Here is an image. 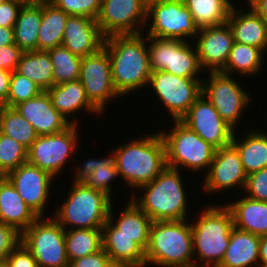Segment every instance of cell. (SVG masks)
I'll return each mask as SVG.
<instances>
[{
  "label": "cell",
  "instance_id": "31",
  "mask_svg": "<svg viewBox=\"0 0 267 267\" xmlns=\"http://www.w3.org/2000/svg\"><path fill=\"white\" fill-rule=\"evenodd\" d=\"M264 55L266 56L258 47L234 42L226 65L220 72L230 76H243V78L259 75L264 69L263 65L266 61Z\"/></svg>",
  "mask_w": 267,
  "mask_h": 267
},
{
  "label": "cell",
  "instance_id": "49",
  "mask_svg": "<svg viewBox=\"0 0 267 267\" xmlns=\"http://www.w3.org/2000/svg\"><path fill=\"white\" fill-rule=\"evenodd\" d=\"M247 7H251L267 24V0H249Z\"/></svg>",
  "mask_w": 267,
  "mask_h": 267
},
{
  "label": "cell",
  "instance_id": "9",
  "mask_svg": "<svg viewBox=\"0 0 267 267\" xmlns=\"http://www.w3.org/2000/svg\"><path fill=\"white\" fill-rule=\"evenodd\" d=\"M207 74L202 79V95L211 102L221 118L234 131L236 129L238 131L240 121L243 120V112L249 108L252 96L246 91L244 85H240L235 76L221 72Z\"/></svg>",
  "mask_w": 267,
  "mask_h": 267
},
{
  "label": "cell",
  "instance_id": "13",
  "mask_svg": "<svg viewBox=\"0 0 267 267\" xmlns=\"http://www.w3.org/2000/svg\"><path fill=\"white\" fill-rule=\"evenodd\" d=\"M147 88L152 89L172 120H180L202 94V79L155 71L151 73Z\"/></svg>",
  "mask_w": 267,
  "mask_h": 267
},
{
  "label": "cell",
  "instance_id": "11",
  "mask_svg": "<svg viewBox=\"0 0 267 267\" xmlns=\"http://www.w3.org/2000/svg\"><path fill=\"white\" fill-rule=\"evenodd\" d=\"M79 126L71 124L59 133L38 136L27 150V162L58 177L72 160L70 157L76 159L73 155H77L81 140Z\"/></svg>",
  "mask_w": 267,
  "mask_h": 267
},
{
  "label": "cell",
  "instance_id": "22",
  "mask_svg": "<svg viewBox=\"0 0 267 267\" xmlns=\"http://www.w3.org/2000/svg\"><path fill=\"white\" fill-rule=\"evenodd\" d=\"M104 39L95 19L84 16H68L62 45L73 54L81 58L93 54L103 47Z\"/></svg>",
  "mask_w": 267,
  "mask_h": 267
},
{
  "label": "cell",
  "instance_id": "38",
  "mask_svg": "<svg viewBox=\"0 0 267 267\" xmlns=\"http://www.w3.org/2000/svg\"><path fill=\"white\" fill-rule=\"evenodd\" d=\"M48 53L53 64L54 85L79 80L81 57L63 45L48 50Z\"/></svg>",
  "mask_w": 267,
  "mask_h": 267
},
{
  "label": "cell",
  "instance_id": "20",
  "mask_svg": "<svg viewBox=\"0 0 267 267\" xmlns=\"http://www.w3.org/2000/svg\"><path fill=\"white\" fill-rule=\"evenodd\" d=\"M106 157H90L82 163V166L77 164L74 166L73 173H75L73 184L87 185L88 187L101 191L109 196L113 201L112 184L119 176L117 170V153L114 149L105 155ZM114 180V181H113ZM113 195V196H112Z\"/></svg>",
  "mask_w": 267,
  "mask_h": 267
},
{
  "label": "cell",
  "instance_id": "34",
  "mask_svg": "<svg viewBox=\"0 0 267 267\" xmlns=\"http://www.w3.org/2000/svg\"><path fill=\"white\" fill-rule=\"evenodd\" d=\"M68 14L47 1L42 4V22L38 33V50L48 51L62 45Z\"/></svg>",
  "mask_w": 267,
  "mask_h": 267
},
{
  "label": "cell",
  "instance_id": "16",
  "mask_svg": "<svg viewBox=\"0 0 267 267\" xmlns=\"http://www.w3.org/2000/svg\"><path fill=\"white\" fill-rule=\"evenodd\" d=\"M6 178L38 217H47L46 208L53 189L51 185L57 179L28 162L9 172Z\"/></svg>",
  "mask_w": 267,
  "mask_h": 267
},
{
  "label": "cell",
  "instance_id": "51",
  "mask_svg": "<svg viewBox=\"0 0 267 267\" xmlns=\"http://www.w3.org/2000/svg\"><path fill=\"white\" fill-rule=\"evenodd\" d=\"M259 262L260 264H267V235L260 236Z\"/></svg>",
  "mask_w": 267,
  "mask_h": 267
},
{
  "label": "cell",
  "instance_id": "45",
  "mask_svg": "<svg viewBox=\"0 0 267 267\" xmlns=\"http://www.w3.org/2000/svg\"><path fill=\"white\" fill-rule=\"evenodd\" d=\"M23 53L16 44L0 46V68L9 72L15 71Z\"/></svg>",
  "mask_w": 267,
  "mask_h": 267
},
{
  "label": "cell",
  "instance_id": "10",
  "mask_svg": "<svg viewBox=\"0 0 267 267\" xmlns=\"http://www.w3.org/2000/svg\"><path fill=\"white\" fill-rule=\"evenodd\" d=\"M21 243L32 253L38 267H68L65 229L50 215L38 217L21 233Z\"/></svg>",
  "mask_w": 267,
  "mask_h": 267
},
{
  "label": "cell",
  "instance_id": "46",
  "mask_svg": "<svg viewBox=\"0 0 267 267\" xmlns=\"http://www.w3.org/2000/svg\"><path fill=\"white\" fill-rule=\"evenodd\" d=\"M112 265L109 256L102 248L94 254L69 262L68 267H112Z\"/></svg>",
  "mask_w": 267,
  "mask_h": 267
},
{
  "label": "cell",
  "instance_id": "56",
  "mask_svg": "<svg viewBox=\"0 0 267 267\" xmlns=\"http://www.w3.org/2000/svg\"><path fill=\"white\" fill-rule=\"evenodd\" d=\"M112 267H131V266H125V265H112Z\"/></svg>",
  "mask_w": 267,
  "mask_h": 267
},
{
  "label": "cell",
  "instance_id": "15",
  "mask_svg": "<svg viewBox=\"0 0 267 267\" xmlns=\"http://www.w3.org/2000/svg\"><path fill=\"white\" fill-rule=\"evenodd\" d=\"M96 22L105 38L143 33L147 8L142 0H102Z\"/></svg>",
  "mask_w": 267,
  "mask_h": 267
},
{
  "label": "cell",
  "instance_id": "28",
  "mask_svg": "<svg viewBox=\"0 0 267 267\" xmlns=\"http://www.w3.org/2000/svg\"><path fill=\"white\" fill-rule=\"evenodd\" d=\"M256 128H250L251 130L243 136L240 135V138L236 137L238 131H234L231 141L239 152L247 175L267 167V130Z\"/></svg>",
  "mask_w": 267,
  "mask_h": 267
},
{
  "label": "cell",
  "instance_id": "17",
  "mask_svg": "<svg viewBox=\"0 0 267 267\" xmlns=\"http://www.w3.org/2000/svg\"><path fill=\"white\" fill-rule=\"evenodd\" d=\"M204 175L201 191L209 195L230 191L233 187L242 191L247 180L239 152L232 143L216 149L209 171Z\"/></svg>",
  "mask_w": 267,
  "mask_h": 267
},
{
  "label": "cell",
  "instance_id": "47",
  "mask_svg": "<svg viewBox=\"0 0 267 267\" xmlns=\"http://www.w3.org/2000/svg\"><path fill=\"white\" fill-rule=\"evenodd\" d=\"M21 7L22 4L13 0H6L0 4V26L13 28Z\"/></svg>",
  "mask_w": 267,
  "mask_h": 267
},
{
  "label": "cell",
  "instance_id": "6",
  "mask_svg": "<svg viewBox=\"0 0 267 267\" xmlns=\"http://www.w3.org/2000/svg\"><path fill=\"white\" fill-rule=\"evenodd\" d=\"M65 200L51 216L65 229H102L113 200L87 185L71 184Z\"/></svg>",
  "mask_w": 267,
  "mask_h": 267
},
{
  "label": "cell",
  "instance_id": "2",
  "mask_svg": "<svg viewBox=\"0 0 267 267\" xmlns=\"http://www.w3.org/2000/svg\"><path fill=\"white\" fill-rule=\"evenodd\" d=\"M181 172V173H180ZM182 170L168 166L151 182L138 187L142 195L130 193L131 200L152 221L185 220L190 219V207L187 197V189L184 186ZM189 205V206H188ZM188 206V207H187Z\"/></svg>",
  "mask_w": 267,
  "mask_h": 267
},
{
  "label": "cell",
  "instance_id": "37",
  "mask_svg": "<svg viewBox=\"0 0 267 267\" xmlns=\"http://www.w3.org/2000/svg\"><path fill=\"white\" fill-rule=\"evenodd\" d=\"M0 132L21 143L27 150L38 135L30 122L15 108L0 105Z\"/></svg>",
  "mask_w": 267,
  "mask_h": 267
},
{
  "label": "cell",
  "instance_id": "54",
  "mask_svg": "<svg viewBox=\"0 0 267 267\" xmlns=\"http://www.w3.org/2000/svg\"><path fill=\"white\" fill-rule=\"evenodd\" d=\"M6 175L0 174V185L6 180Z\"/></svg>",
  "mask_w": 267,
  "mask_h": 267
},
{
  "label": "cell",
  "instance_id": "50",
  "mask_svg": "<svg viewBox=\"0 0 267 267\" xmlns=\"http://www.w3.org/2000/svg\"><path fill=\"white\" fill-rule=\"evenodd\" d=\"M15 44L14 29L0 26V46Z\"/></svg>",
  "mask_w": 267,
  "mask_h": 267
},
{
  "label": "cell",
  "instance_id": "41",
  "mask_svg": "<svg viewBox=\"0 0 267 267\" xmlns=\"http://www.w3.org/2000/svg\"><path fill=\"white\" fill-rule=\"evenodd\" d=\"M102 0H49L68 15L97 19Z\"/></svg>",
  "mask_w": 267,
  "mask_h": 267
},
{
  "label": "cell",
  "instance_id": "5",
  "mask_svg": "<svg viewBox=\"0 0 267 267\" xmlns=\"http://www.w3.org/2000/svg\"><path fill=\"white\" fill-rule=\"evenodd\" d=\"M190 219L153 221L145 267H195Z\"/></svg>",
  "mask_w": 267,
  "mask_h": 267
},
{
  "label": "cell",
  "instance_id": "52",
  "mask_svg": "<svg viewBox=\"0 0 267 267\" xmlns=\"http://www.w3.org/2000/svg\"><path fill=\"white\" fill-rule=\"evenodd\" d=\"M15 2H18L22 5H38V4H43L49 0H13Z\"/></svg>",
  "mask_w": 267,
  "mask_h": 267
},
{
  "label": "cell",
  "instance_id": "29",
  "mask_svg": "<svg viewBox=\"0 0 267 267\" xmlns=\"http://www.w3.org/2000/svg\"><path fill=\"white\" fill-rule=\"evenodd\" d=\"M38 216L25 203L11 182L0 185V222L13 226L19 233L25 231Z\"/></svg>",
  "mask_w": 267,
  "mask_h": 267
},
{
  "label": "cell",
  "instance_id": "4",
  "mask_svg": "<svg viewBox=\"0 0 267 267\" xmlns=\"http://www.w3.org/2000/svg\"><path fill=\"white\" fill-rule=\"evenodd\" d=\"M203 209L195 221L190 220L195 267H218L229 246L233 217L225 203Z\"/></svg>",
  "mask_w": 267,
  "mask_h": 267
},
{
  "label": "cell",
  "instance_id": "48",
  "mask_svg": "<svg viewBox=\"0 0 267 267\" xmlns=\"http://www.w3.org/2000/svg\"><path fill=\"white\" fill-rule=\"evenodd\" d=\"M11 72L0 68V105L8 98Z\"/></svg>",
  "mask_w": 267,
  "mask_h": 267
},
{
  "label": "cell",
  "instance_id": "3",
  "mask_svg": "<svg viewBox=\"0 0 267 267\" xmlns=\"http://www.w3.org/2000/svg\"><path fill=\"white\" fill-rule=\"evenodd\" d=\"M143 136L114 148L120 179L133 191L153 181L167 166L165 143L160 132Z\"/></svg>",
  "mask_w": 267,
  "mask_h": 267
},
{
  "label": "cell",
  "instance_id": "53",
  "mask_svg": "<svg viewBox=\"0 0 267 267\" xmlns=\"http://www.w3.org/2000/svg\"><path fill=\"white\" fill-rule=\"evenodd\" d=\"M164 1H168V0H142L146 8L150 7L152 4L162 3Z\"/></svg>",
  "mask_w": 267,
  "mask_h": 267
},
{
  "label": "cell",
  "instance_id": "8",
  "mask_svg": "<svg viewBox=\"0 0 267 267\" xmlns=\"http://www.w3.org/2000/svg\"><path fill=\"white\" fill-rule=\"evenodd\" d=\"M150 69L176 76L203 79L197 49L193 41H181L147 36ZM202 71V72H201Z\"/></svg>",
  "mask_w": 267,
  "mask_h": 267
},
{
  "label": "cell",
  "instance_id": "24",
  "mask_svg": "<svg viewBox=\"0 0 267 267\" xmlns=\"http://www.w3.org/2000/svg\"><path fill=\"white\" fill-rule=\"evenodd\" d=\"M238 5L239 8L236 6V4L232 6L227 20V23L233 33L234 42L258 47L266 54V22L251 7L246 9L243 6L240 7V4Z\"/></svg>",
  "mask_w": 267,
  "mask_h": 267
},
{
  "label": "cell",
  "instance_id": "40",
  "mask_svg": "<svg viewBox=\"0 0 267 267\" xmlns=\"http://www.w3.org/2000/svg\"><path fill=\"white\" fill-rule=\"evenodd\" d=\"M42 91L33 81L13 71L11 72L8 98L3 105L14 108L16 105L38 96Z\"/></svg>",
  "mask_w": 267,
  "mask_h": 267
},
{
  "label": "cell",
  "instance_id": "30",
  "mask_svg": "<svg viewBox=\"0 0 267 267\" xmlns=\"http://www.w3.org/2000/svg\"><path fill=\"white\" fill-rule=\"evenodd\" d=\"M260 236L233 227L229 246L218 267H257Z\"/></svg>",
  "mask_w": 267,
  "mask_h": 267
},
{
  "label": "cell",
  "instance_id": "36",
  "mask_svg": "<svg viewBox=\"0 0 267 267\" xmlns=\"http://www.w3.org/2000/svg\"><path fill=\"white\" fill-rule=\"evenodd\" d=\"M65 243L69 262L94 254L103 248L102 229L65 230Z\"/></svg>",
  "mask_w": 267,
  "mask_h": 267
},
{
  "label": "cell",
  "instance_id": "14",
  "mask_svg": "<svg viewBox=\"0 0 267 267\" xmlns=\"http://www.w3.org/2000/svg\"><path fill=\"white\" fill-rule=\"evenodd\" d=\"M79 81L90 103L103 115L107 105L121 97L115 89L109 53L104 46L82 58Z\"/></svg>",
  "mask_w": 267,
  "mask_h": 267
},
{
  "label": "cell",
  "instance_id": "57",
  "mask_svg": "<svg viewBox=\"0 0 267 267\" xmlns=\"http://www.w3.org/2000/svg\"><path fill=\"white\" fill-rule=\"evenodd\" d=\"M257 267H267V264H259Z\"/></svg>",
  "mask_w": 267,
  "mask_h": 267
},
{
  "label": "cell",
  "instance_id": "18",
  "mask_svg": "<svg viewBox=\"0 0 267 267\" xmlns=\"http://www.w3.org/2000/svg\"><path fill=\"white\" fill-rule=\"evenodd\" d=\"M180 121L216 149L227 146L232 141L234 130L202 94Z\"/></svg>",
  "mask_w": 267,
  "mask_h": 267
},
{
  "label": "cell",
  "instance_id": "25",
  "mask_svg": "<svg viewBox=\"0 0 267 267\" xmlns=\"http://www.w3.org/2000/svg\"><path fill=\"white\" fill-rule=\"evenodd\" d=\"M103 249L113 265L145 267V252L126 235H116V226L108 219L102 227Z\"/></svg>",
  "mask_w": 267,
  "mask_h": 267
},
{
  "label": "cell",
  "instance_id": "1",
  "mask_svg": "<svg viewBox=\"0 0 267 267\" xmlns=\"http://www.w3.org/2000/svg\"><path fill=\"white\" fill-rule=\"evenodd\" d=\"M143 34V35H142ZM143 33L111 35L104 39L112 79L120 96L147 88L151 76L147 36Z\"/></svg>",
  "mask_w": 267,
  "mask_h": 267
},
{
  "label": "cell",
  "instance_id": "26",
  "mask_svg": "<svg viewBox=\"0 0 267 267\" xmlns=\"http://www.w3.org/2000/svg\"><path fill=\"white\" fill-rule=\"evenodd\" d=\"M114 208L116 207L112 203L108 219L116 226V235H126L133 238V241L145 252L149 243L150 227L153 222L151 218L131 199L123 206V210L117 216L118 218L115 217L117 214Z\"/></svg>",
  "mask_w": 267,
  "mask_h": 267
},
{
  "label": "cell",
  "instance_id": "43",
  "mask_svg": "<svg viewBox=\"0 0 267 267\" xmlns=\"http://www.w3.org/2000/svg\"><path fill=\"white\" fill-rule=\"evenodd\" d=\"M21 242V233L13 226L0 222V262L6 261L11 251Z\"/></svg>",
  "mask_w": 267,
  "mask_h": 267
},
{
  "label": "cell",
  "instance_id": "32",
  "mask_svg": "<svg viewBox=\"0 0 267 267\" xmlns=\"http://www.w3.org/2000/svg\"><path fill=\"white\" fill-rule=\"evenodd\" d=\"M42 4L22 5L13 27L15 44L24 52L38 51Z\"/></svg>",
  "mask_w": 267,
  "mask_h": 267
},
{
  "label": "cell",
  "instance_id": "58",
  "mask_svg": "<svg viewBox=\"0 0 267 267\" xmlns=\"http://www.w3.org/2000/svg\"><path fill=\"white\" fill-rule=\"evenodd\" d=\"M6 0H0V4L4 3Z\"/></svg>",
  "mask_w": 267,
  "mask_h": 267
},
{
  "label": "cell",
  "instance_id": "7",
  "mask_svg": "<svg viewBox=\"0 0 267 267\" xmlns=\"http://www.w3.org/2000/svg\"><path fill=\"white\" fill-rule=\"evenodd\" d=\"M171 122L174 125L170 126V131L168 129L165 131L164 128L159 131L165 143L166 165L180 171L184 169V172L188 169L187 171L192 173L206 174L214 159L216 148L205 142L180 120Z\"/></svg>",
  "mask_w": 267,
  "mask_h": 267
},
{
  "label": "cell",
  "instance_id": "42",
  "mask_svg": "<svg viewBox=\"0 0 267 267\" xmlns=\"http://www.w3.org/2000/svg\"><path fill=\"white\" fill-rule=\"evenodd\" d=\"M244 192L251 199L267 202V167L247 175Z\"/></svg>",
  "mask_w": 267,
  "mask_h": 267
},
{
  "label": "cell",
  "instance_id": "55",
  "mask_svg": "<svg viewBox=\"0 0 267 267\" xmlns=\"http://www.w3.org/2000/svg\"><path fill=\"white\" fill-rule=\"evenodd\" d=\"M0 267H8L6 261L0 262Z\"/></svg>",
  "mask_w": 267,
  "mask_h": 267
},
{
  "label": "cell",
  "instance_id": "27",
  "mask_svg": "<svg viewBox=\"0 0 267 267\" xmlns=\"http://www.w3.org/2000/svg\"><path fill=\"white\" fill-rule=\"evenodd\" d=\"M225 205L231 211L234 227L254 235H267V202L243 195Z\"/></svg>",
  "mask_w": 267,
  "mask_h": 267
},
{
  "label": "cell",
  "instance_id": "35",
  "mask_svg": "<svg viewBox=\"0 0 267 267\" xmlns=\"http://www.w3.org/2000/svg\"><path fill=\"white\" fill-rule=\"evenodd\" d=\"M183 3L199 29L227 23L234 5L232 0H183Z\"/></svg>",
  "mask_w": 267,
  "mask_h": 267
},
{
  "label": "cell",
  "instance_id": "12",
  "mask_svg": "<svg viewBox=\"0 0 267 267\" xmlns=\"http://www.w3.org/2000/svg\"><path fill=\"white\" fill-rule=\"evenodd\" d=\"M145 29L146 36L181 41H194L199 30L183 0H168L148 7Z\"/></svg>",
  "mask_w": 267,
  "mask_h": 267
},
{
  "label": "cell",
  "instance_id": "39",
  "mask_svg": "<svg viewBox=\"0 0 267 267\" xmlns=\"http://www.w3.org/2000/svg\"><path fill=\"white\" fill-rule=\"evenodd\" d=\"M27 162V149L0 132V174L7 175Z\"/></svg>",
  "mask_w": 267,
  "mask_h": 267
},
{
  "label": "cell",
  "instance_id": "21",
  "mask_svg": "<svg viewBox=\"0 0 267 267\" xmlns=\"http://www.w3.org/2000/svg\"><path fill=\"white\" fill-rule=\"evenodd\" d=\"M14 108L30 122L38 136L56 134L71 125L52 105L47 91Z\"/></svg>",
  "mask_w": 267,
  "mask_h": 267
},
{
  "label": "cell",
  "instance_id": "19",
  "mask_svg": "<svg viewBox=\"0 0 267 267\" xmlns=\"http://www.w3.org/2000/svg\"><path fill=\"white\" fill-rule=\"evenodd\" d=\"M193 42L202 69L207 72H220L226 65L234 38L230 26L224 23L200 28Z\"/></svg>",
  "mask_w": 267,
  "mask_h": 267
},
{
  "label": "cell",
  "instance_id": "23",
  "mask_svg": "<svg viewBox=\"0 0 267 267\" xmlns=\"http://www.w3.org/2000/svg\"><path fill=\"white\" fill-rule=\"evenodd\" d=\"M46 91L52 105L71 124L78 125L79 117L75 118V113H79V111L81 114V111L85 110L84 112L91 113V116H93L92 113L99 117L103 115L90 103L83 84L79 80L53 85Z\"/></svg>",
  "mask_w": 267,
  "mask_h": 267
},
{
  "label": "cell",
  "instance_id": "44",
  "mask_svg": "<svg viewBox=\"0 0 267 267\" xmlns=\"http://www.w3.org/2000/svg\"><path fill=\"white\" fill-rule=\"evenodd\" d=\"M8 267H38L32 253L20 242L7 257Z\"/></svg>",
  "mask_w": 267,
  "mask_h": 267
},
{
  "label": "cell",
  "instance_id": "33",
  "mask_svg": "<svg viewBox=\"0 0 267 267\" xmlns=\"http://www.w3.org/2000/svg\"><path fill=\"white\" fill-rule=\"evenodd\" d=\"M15 71L33 81L43 91L54 85L53 64L48 51L24 52Z\"/></svg>",
  "mask_w": 267,
  "mask_h": 267
}]
</instances>
